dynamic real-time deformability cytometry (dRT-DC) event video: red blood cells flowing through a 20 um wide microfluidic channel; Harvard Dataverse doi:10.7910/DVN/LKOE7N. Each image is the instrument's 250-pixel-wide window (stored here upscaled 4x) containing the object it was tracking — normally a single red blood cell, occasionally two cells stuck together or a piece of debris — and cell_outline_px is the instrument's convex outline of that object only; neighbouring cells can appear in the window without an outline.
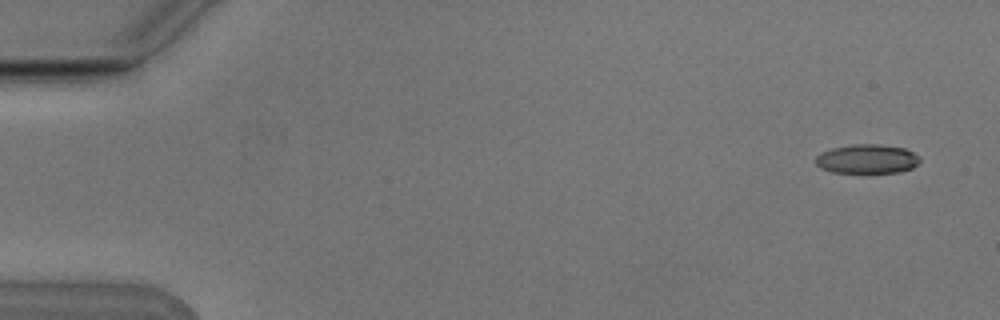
{"species": "Egyptian fruit bat (a non-hibernating species)", "species_latin": "Rousettus aegyptiacus", "temperature_condition": "cold", "stored_images_in_passage": 3, "camera_frame_rate_fps": 3000, "um_per_image_px": 0.085, "animal": {"sex": "male"}, "frame": {"image": 1, "passage_image": 1, "time_ms": 0.0, "image_size_px": [1000, 320], "cell_outline_px": [[920, 160], [912, 168], [900, 172], [832, 172], [820, 168], [816, 164], [816, 156], [820, 152], [832, 148], [852, 144], [880, 144], [904, 148], [920, 156]], "centroid_in_image_um": [73.69, 13.5], "position_along_channel_um": 11.3, "area_um2": 17.69}}